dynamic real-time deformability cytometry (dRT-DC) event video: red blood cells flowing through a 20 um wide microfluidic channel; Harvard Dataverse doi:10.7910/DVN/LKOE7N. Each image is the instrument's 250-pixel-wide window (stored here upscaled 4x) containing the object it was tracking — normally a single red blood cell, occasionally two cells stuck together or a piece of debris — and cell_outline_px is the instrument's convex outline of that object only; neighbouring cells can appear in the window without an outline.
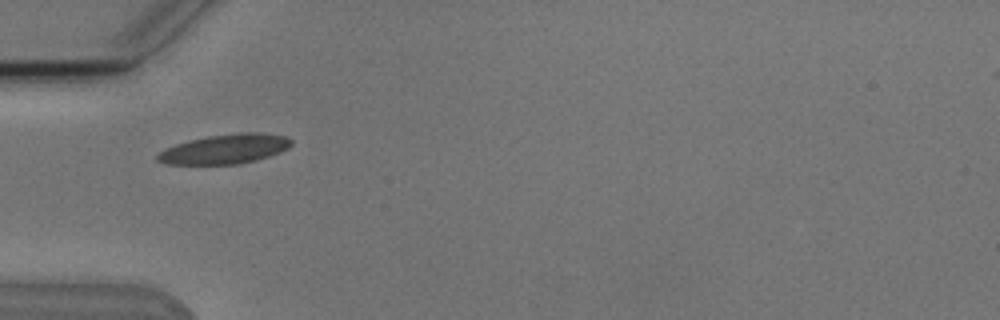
{"species": "Egyptian fruit bat (a non-hibernating species)", "species_latin": "Rousettus aegyptiacus", "temperature_condition": "cold", "stored_images_in_passage": 5, "camera_frame_rate_fps": 3000, "um_per_image_px": 0.085, "animal": {"sex": "male"}, "frame": {"image": 1, "passage_image": 1, "time_ms": 0.0, "image_size_px": [1000, 320], "cell_outline_px": [[292, 144], [288, 148], [280, 152], [268, 156], [236, 164], [168, 164], [156, 160], [156, 156], [164, 148], [188, 140], [208, 136], [240, 132], [256, 132], [288, 136], [292, 140]], "centroid_in_image_um": [19.12, 12.65], "position_along_channel_um": 65.9, "area_um2": 22.95}}
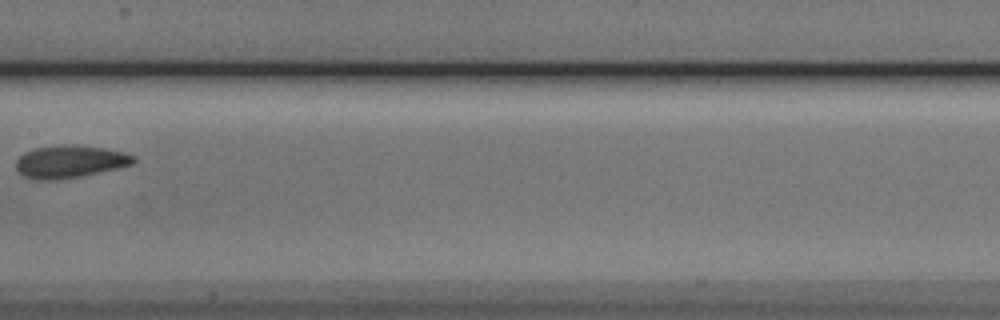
{"frame": {"image": 2, "passage_image": 4, "time_ms": 3.667, "image_size_px": [1000, 320], "cell_outline_px": [[136, 160], [132, 164], [116, 168], [80, 176], [56, 180], [32, 180], [24, 176], [16, 168], [16, 160], [24, 152], [36, 148], [64, 144], [76, 144], [104, 148], [124, 152], [132, 156]], "centroid_in_image_um": [5.9, 13.73], "position_along_channel_um": 201.5, "area_um2": 22.2}}
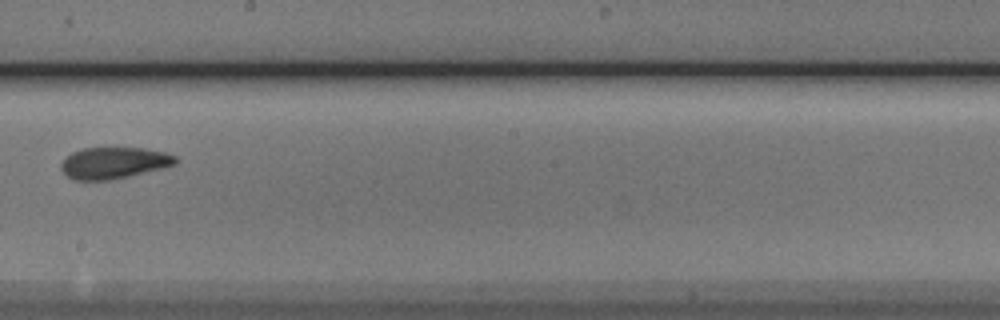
{"frame": {"image": 3, "passage_image": 5, "time_ms": 4.667, "image_size_px": [1000, 320], "cell_outline_px": [[180, 160], [176, 164], [164, 168], [112, 180], [76, 180], [68, 176], [60, 168], [60, 164], [72, 152], [80, 148], [144, 148], [164, 152], [176, 156]], "centroid_in_image_um": [9.72, 13.84], "position_along_channel_um": 238.5, "area_um2": 21.1}}